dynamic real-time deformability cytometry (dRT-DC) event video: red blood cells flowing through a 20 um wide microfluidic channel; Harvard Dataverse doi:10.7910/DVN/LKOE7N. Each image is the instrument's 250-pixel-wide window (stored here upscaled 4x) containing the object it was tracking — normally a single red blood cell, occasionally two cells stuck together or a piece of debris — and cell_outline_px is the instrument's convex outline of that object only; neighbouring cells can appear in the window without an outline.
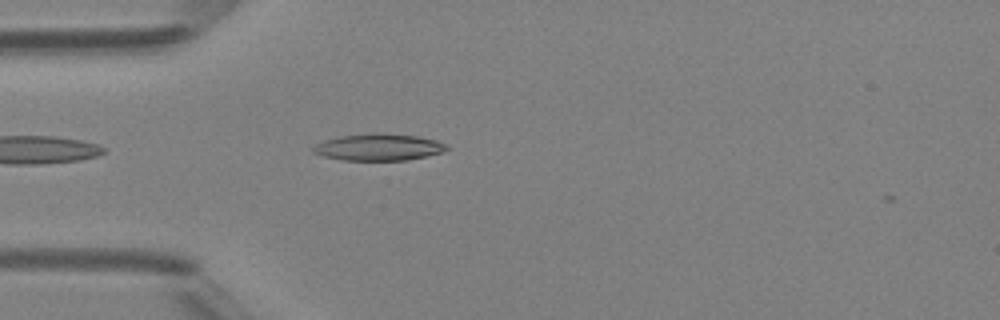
{"species": "Egyptian fruit bat (a non-hibernating species)", "species_latin": "Rousettus aegyptiacus", "temperature_condition": "room temperature", "stored_images_in_passage": 4, "camera_frame_rate_fps": 3000, "um_per_image_px": 0.085, "animal": {"sex": "female"}, "frame": {"image": 1, "passage_image": 4, "time_ms": 3.333, "image_size_px": [1000, 320], "cell_outline_px": [[448, 148], [444, 152], [404, 160], [344, 160], [324, 156], [312, 152], [312, 148], [316, 144], [324, 140], [340, 136], [380, 132], [416, 136], [436, 140], [448, 144]], "centroid_in_image_um": [32.19, 12.5], "position_along_channel_um": 52.8, "area_um2": 20.75}}